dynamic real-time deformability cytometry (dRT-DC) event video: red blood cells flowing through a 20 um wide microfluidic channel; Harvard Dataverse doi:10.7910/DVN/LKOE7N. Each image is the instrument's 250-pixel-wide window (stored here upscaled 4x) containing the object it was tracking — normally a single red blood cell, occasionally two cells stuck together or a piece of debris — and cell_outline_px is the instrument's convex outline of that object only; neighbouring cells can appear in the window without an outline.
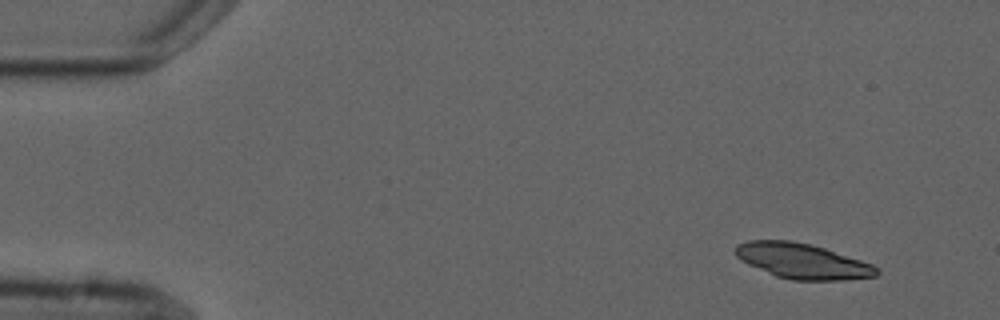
{"species": "common noctule bat (a hibernating species)", "species_latin": "Nyctalus noctula", "temperature_condition": "cold", "stored_images_in_passage": 4, "camera_frame_rate_fps": 3000, "um_per_image_px": 0.085, "animal": {"sex": "male", "forearm_length_mm": 52.5}, "frame": {"image": 1, "passage_image": 1, "time_ms": 0.0, "image_size_px": [1000, 320], "cell_outline_px": [[880, 272], [876, 276], [844, 280], [792, 280], [776, 276], [748, 264], [736, 256], [736, 244], [748, 240], [792, 240], [812, 244], [872, 264], [880, 268]], "centroid_in_image_um": [68.22, 22.18], "position_along_channel_um": 16.8, "area_um2": 28.96}}